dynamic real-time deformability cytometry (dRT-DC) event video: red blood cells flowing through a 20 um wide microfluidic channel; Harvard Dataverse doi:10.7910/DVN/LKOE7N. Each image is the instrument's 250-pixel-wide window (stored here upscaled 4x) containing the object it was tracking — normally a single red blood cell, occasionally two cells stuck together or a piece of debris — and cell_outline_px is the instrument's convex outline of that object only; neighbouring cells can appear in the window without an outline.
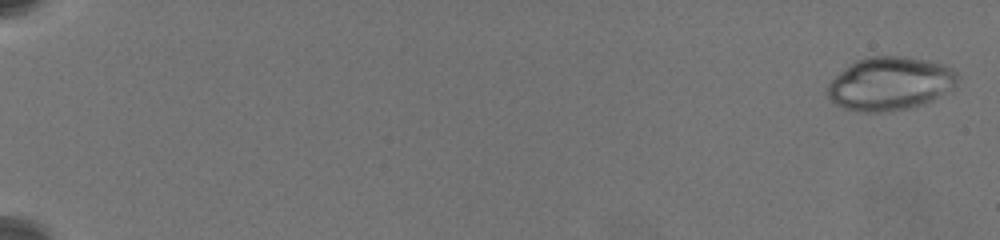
{"species": "common noctule bat (a hibernating species)", "species_latin": "Nyctalus noctula", "temperature_condition": "warm", "stored_images_in_passage": 42, "camera_frame_rate_fps": 3000, "um_per_image_px": 0.085, "animal": {"sex": "female", "body_mass_g": 19.5, "forearm_length_mm": 54.1}, "frame": {"image": 1, "passage_image": 1, "time_ms": 0.0, "image_size_px": [1000, 240], "cell_outline_px": [[960, 76], [952, 84], [932, 100], [924, 104], [912, 108], [892, 112], [864, 112], [844, 108], [836, 104], [828, 96], [828, 84], [836, 76], [856, 60], [868, 56], [904, 56], [924, 60], [940, 64], [956, 72]], "centroid_in_image_um": [75.6, 7.12], "position_along_channel_um": 9.4, "area_um2": 39.77}}
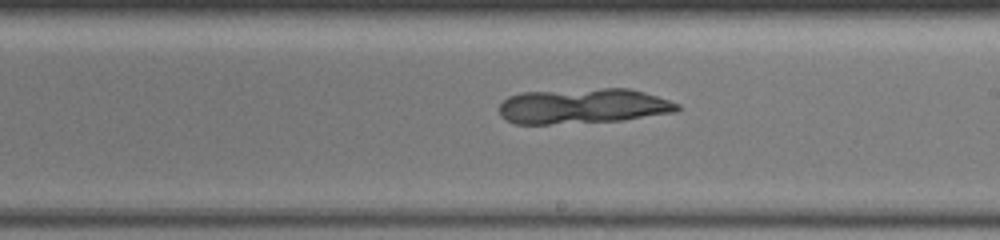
{"frame": {"image": 2, "passage_image": 27, "time_ms": 13.0, "image_size_px": [1000, 240], "cell_outline_px": [[680, 108], [676, 112], [624, 120], [548, 124], [512, 124], [504, 120], [500, 116], [500, 104], [508, 96], [520, 92], [600, 88], [628, 88], [644, 92], [680, 104]], "centroid_in_image_um": [49.52, 9.02], "position_along_channel_um": 239.5, "area_um2": 36.82}}
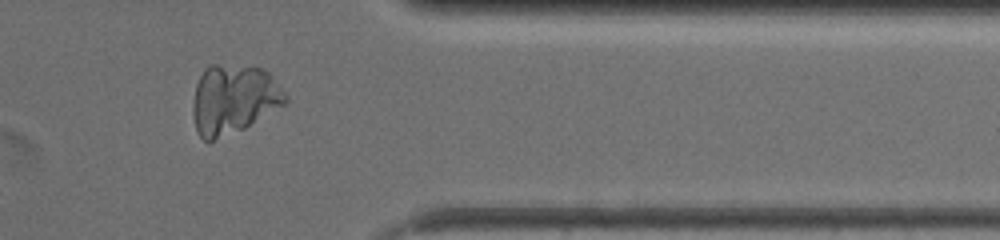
{"frame": {"image": 3, "passage_image": 36, "time_ms": 17.667, "image_size_px": [1000, 240], "cell_outline_px": [[288, 100], [284, 104], [244, 128], [208, 144], [196, 132], [192, 112], [192, 104], [196, 84], [204, 68], [212, 64], [216, 64], [260, 68], [268, 72], [272, 76], [288, 96]], "centroid_in_image_um": [19.81, 8.46], "position_along_channel_um": 391.6, "area_um2": 37.45}}